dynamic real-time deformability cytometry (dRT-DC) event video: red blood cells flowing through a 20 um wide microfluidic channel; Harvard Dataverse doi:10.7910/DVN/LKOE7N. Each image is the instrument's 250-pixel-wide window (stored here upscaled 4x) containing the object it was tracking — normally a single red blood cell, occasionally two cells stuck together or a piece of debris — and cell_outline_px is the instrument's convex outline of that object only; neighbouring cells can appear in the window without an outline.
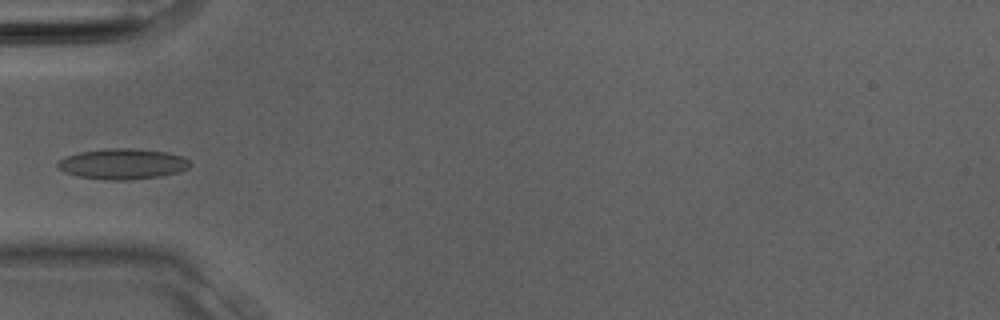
{"species": "Egyptian fruit bat (a non-hibernating species)", "species_latin": "Rousettus aegyptiacus", "temperature_condition": "room temperature", "stored_images_in_passage": 3, "camera_frame_rate_fps": 3000, "um_per_image_px": 0.085, "animal": {"sex": "male"}, "frame": {"image": 1, "passage_image": 3, "time_ms": 0.667, "image_size_px": [1000, 320], "cell_outline_px": [[192, 164], [188, 168], [176, 172], [160, 176], [132, 180], [108, 180], [76, 176], [64, 172], [56, 164], [56, 160], [64, 156], [80, 152], [104, 148], [132, 148], [168, 152], [184, 156]], "centroid_in_image_um": [10.4, 13.92], "position_along_channel_um": 74.6, "area_um2": 23.87}}